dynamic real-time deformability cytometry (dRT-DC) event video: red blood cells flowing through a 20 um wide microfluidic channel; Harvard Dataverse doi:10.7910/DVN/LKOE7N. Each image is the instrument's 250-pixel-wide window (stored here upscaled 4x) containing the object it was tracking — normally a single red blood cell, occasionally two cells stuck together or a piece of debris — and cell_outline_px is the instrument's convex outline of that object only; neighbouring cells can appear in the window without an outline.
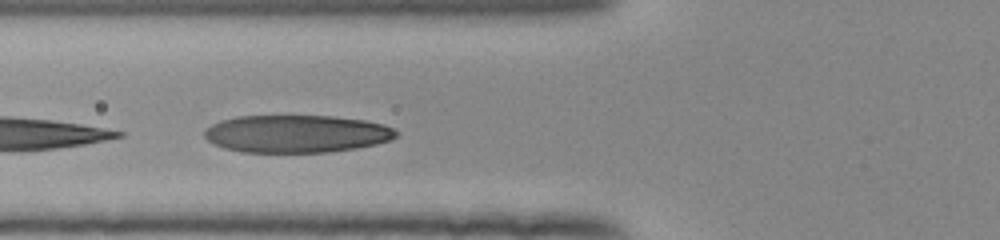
{"species": "human", "species_latin": "Homo sapiens", "temperature_condition": "room temperature", "stored_images_in_passage": 19, "camera_frame_rate_fps": 3000, "um_per_image_px": 0.085, "donor": {"sex": "female"}, "frame": {"image": 1, "passage_image": 13, "time_ms": 4.0, "image_size_px": [1000, 240], "cell_outline_px": [[400, 132], [392, 140], [376, 144], [356, 148], [328, 152], [244, 152], [224, 148], [212, 144], [204, 136], [204, 132], [212, 124], [220, 120], [236, 116], [332, 116], [364, 120], [384, 124]], "centroid_in_image_um": [25.21, 11.37], "position_along_channel_um": 100.6, "area_um2": 42.14}}